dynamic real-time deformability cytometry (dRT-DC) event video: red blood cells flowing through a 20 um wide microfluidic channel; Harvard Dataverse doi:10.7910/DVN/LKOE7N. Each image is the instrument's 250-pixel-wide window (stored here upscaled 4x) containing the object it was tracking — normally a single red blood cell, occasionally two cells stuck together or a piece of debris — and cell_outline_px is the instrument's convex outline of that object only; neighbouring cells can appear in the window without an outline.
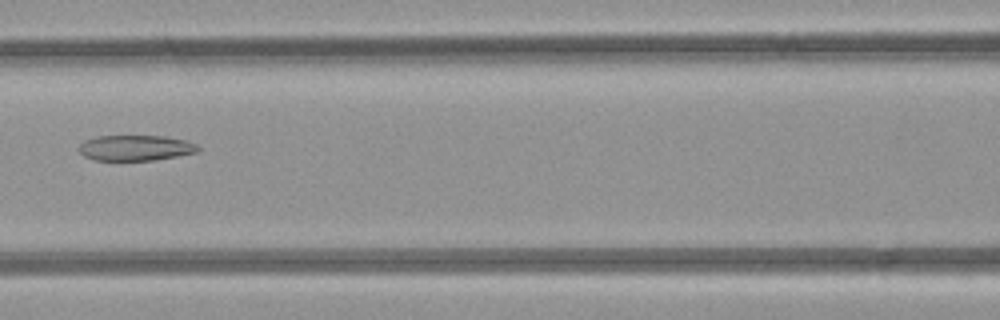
{"species": "common noctule bat (a hibernating species)", "species_latin": "Nyctalus noctula", "temperature_condition": "room temperature", "stored_images_in_passage": 4, "camera_frame_rate_fps": 3000, "um_per_image_px": 0.085, "animal": {"sex": "female", "body_mass_g": 21.9}, "frame": {"image": 1, "passage_image": 4, "time_ms": 4.333, "image_size_px": [1000, 320], "cell_outline_px": [[200, 148], [196, 152], [156, 160], [92, 160], [84, 156], [80, 152], [80, 144], [84, 140], [96, 136], [164, 136], [184, 140], [196, 144]], "centroid_in_image_um": [11.49, 12.57], "position_along_channel_um": 155.1, "area_um2": 17.63}}